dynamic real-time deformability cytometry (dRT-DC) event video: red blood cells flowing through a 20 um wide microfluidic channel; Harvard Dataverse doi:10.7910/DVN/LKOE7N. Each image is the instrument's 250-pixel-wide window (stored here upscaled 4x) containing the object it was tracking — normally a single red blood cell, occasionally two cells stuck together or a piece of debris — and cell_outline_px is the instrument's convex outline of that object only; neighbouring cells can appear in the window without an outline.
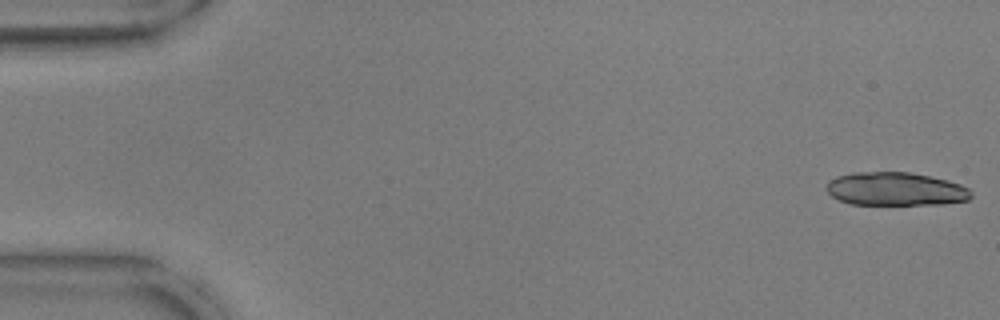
{"species": "common noctule bat (a hibernating species)", "species_latin": "Nyctalus noctula", "temperature_condition": "warm", "stored_images_in_passage": 53, "segment_of_instrument_passage": [1, 2], "camera_frame_rate_fps": 3000, "um_per_image_px": 0.085, "animal": {"sex": "male", "body_mass_g": 17.9, "forearm_length_mm": 54.2}, "frame": {"image": 1, "passage_image": 1, "time_ms": 0.0, "image_size_px": [1000, 320], "cell_outline_px": [[972, 196], [968, 200], [940, 204], [852, 204], [840, 200], [832, 196], [828, 192], [828, 180], [836, 176], [852, 172], [908, 172], [948, 180], [960, 184], [968, 188], [972, 192]], "centroid_in_image_um": [76.13, 16.06], "position_along_channel_um": 8.9, "area_um2": 27.98}}
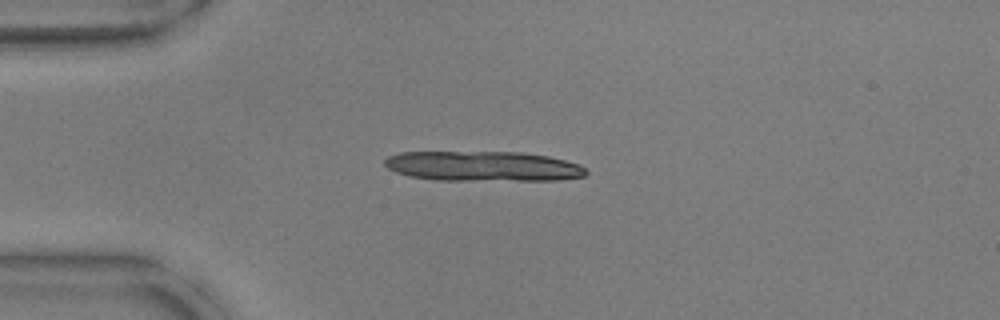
{"frame": {"image": 2, "passage_image": 13, "time_ms": 4.0, "image_size_px": [1000, 320], "cell_outline_px": [[588, 172], [584, 176], [560, 180], [436, 180], [408, 176], [396, 172], [388, 168], [384, 164], [384, 160], [388, 156], [400, 152], [520, 152], [548, 156], [580, 164]], "centroid_in_image_um": [41.05, 14.13], "position_along_channel_um": 44.0, "area_um2": 35.32}}